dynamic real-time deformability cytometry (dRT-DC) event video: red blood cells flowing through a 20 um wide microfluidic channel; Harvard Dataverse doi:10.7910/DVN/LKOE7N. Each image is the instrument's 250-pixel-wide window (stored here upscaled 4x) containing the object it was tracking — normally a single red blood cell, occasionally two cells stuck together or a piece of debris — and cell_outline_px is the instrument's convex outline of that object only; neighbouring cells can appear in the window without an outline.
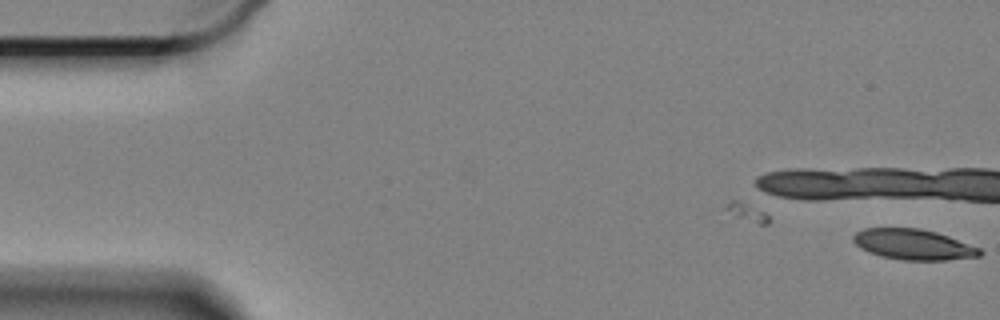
{"species": "Egyptian fruit bat (a non-hibernating species)", "species_latin": "Rousettus aegyptiacus", "temperature_condition": "cold", "stored_images_in_passage": 10, "camera_frame_rate_fps": 3000, "um_per_image_px": 0.085, "animal": {"sex": "female"}, "frame": {"image": 1, "passage_image": 10, "time_ms": 3.0, "image_size_px": [1000, 320], "cell_outline_px": [[984, 252], [980, 256], [944, 260], [900, 260], [880, 256], [860, 248], [852, 240], [852, 236], [856, 232], [864, 228], [920, 228], [936, 232], [948, 236], [980, 248]], "centroid_in_image_um": [77.62, 20.78], "position_along_channel_um": 7.4, "area_um2": 22.54}}